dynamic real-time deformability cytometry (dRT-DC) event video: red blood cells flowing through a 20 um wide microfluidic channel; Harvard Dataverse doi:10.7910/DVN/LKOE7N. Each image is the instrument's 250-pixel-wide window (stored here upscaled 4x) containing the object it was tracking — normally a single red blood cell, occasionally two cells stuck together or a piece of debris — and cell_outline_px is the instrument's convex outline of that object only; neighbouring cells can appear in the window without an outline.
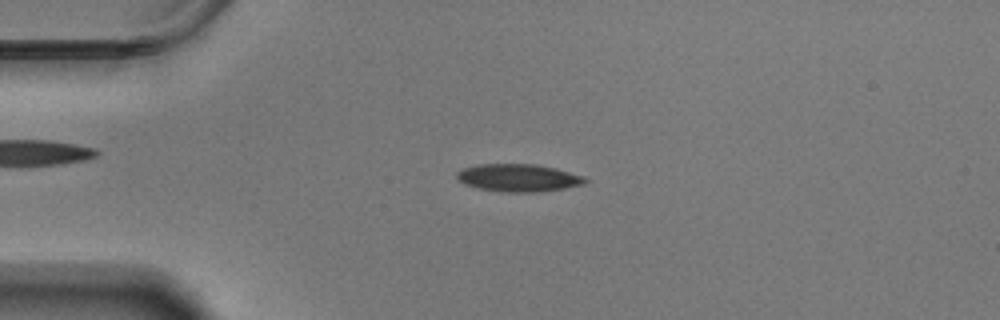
{"species": "Egyptian fruit bat (a non-hibernating species)", "species_latin": "Rousettus aegyptiacus", "temperature_condition": "warm", "stored_images_in_passage": 28, "camera_frame_rate_fps": 3000, "um_per_image_px": 0.085, "animal": {"sex": "male"}, "frame": {"image": 1, "passage_image": 13, "time_ms": 4.0, "image_size_px": [1000, 320], "cell_outline_px": [[588, 180], [584, 184], [564, 188], [540, 192], [504, 192], [480, 188], [464, 184], [456, 180], [456, 172], [464, 168], [476, 164], [536, 164], [556, 168], [584, 176]], "centroid_in_image_um": [44.05, 15.11], "position_along_channel_um": 40.9, "area_um2": 20.75}}
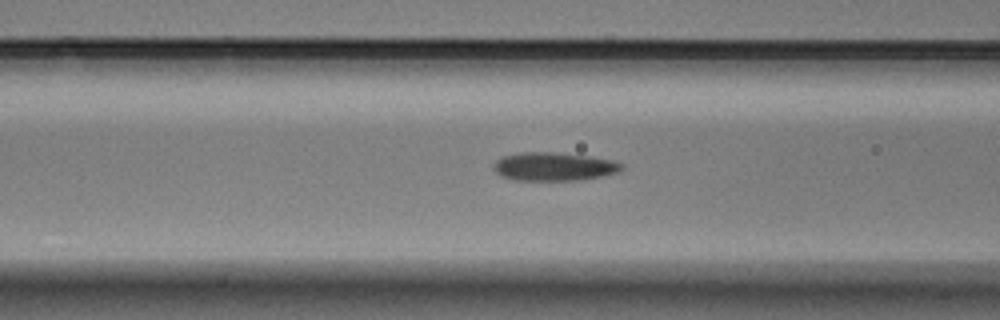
{"frame": {"image": 2, "passage_image": 22, "time_ms": 7.0, "image_size_px": [1000, 320], "cell_outline_px": [[624, 168], [620, 172], [580, 180], [516, 180], [500, 176], [492, 168], [496, 160], [504, 156], [524, 152], [552, 152], [588, 156], [612, 160], [624, 164]], "centroid_in_image_um": [47.09, 14.16], "position_along_channel_um": 119.5, "area_um2": 21.15}}
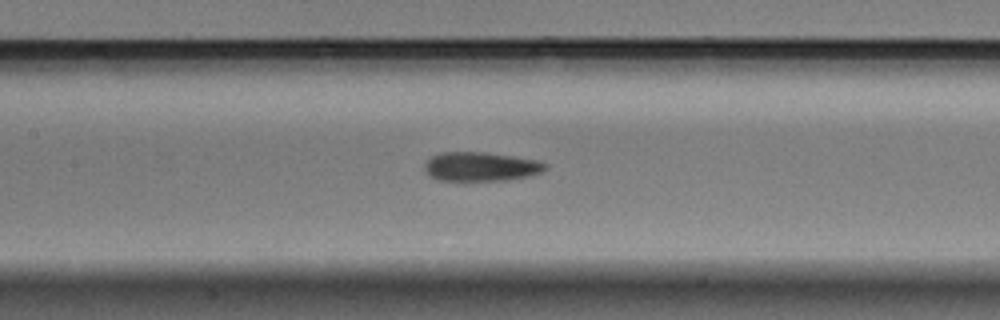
{"frame": {"image": 3, "passage_image": 26, "time_ms": 8.333, "image_size_px": [1000, 320], "cell_outline_px": [[548, 168], [544, 172], [528, 176], [508, 180], [464, 184], [436, 180], [428, 176], [424, 172], [424, 164], [432, 156], [444, 152], [484, 152], [512, 156], [536, 160], [548, 164]], "centroid_in_image_um": [40.82, 14.23], "position_along_channel_um": 166.6, "area_um2": 21.62}}